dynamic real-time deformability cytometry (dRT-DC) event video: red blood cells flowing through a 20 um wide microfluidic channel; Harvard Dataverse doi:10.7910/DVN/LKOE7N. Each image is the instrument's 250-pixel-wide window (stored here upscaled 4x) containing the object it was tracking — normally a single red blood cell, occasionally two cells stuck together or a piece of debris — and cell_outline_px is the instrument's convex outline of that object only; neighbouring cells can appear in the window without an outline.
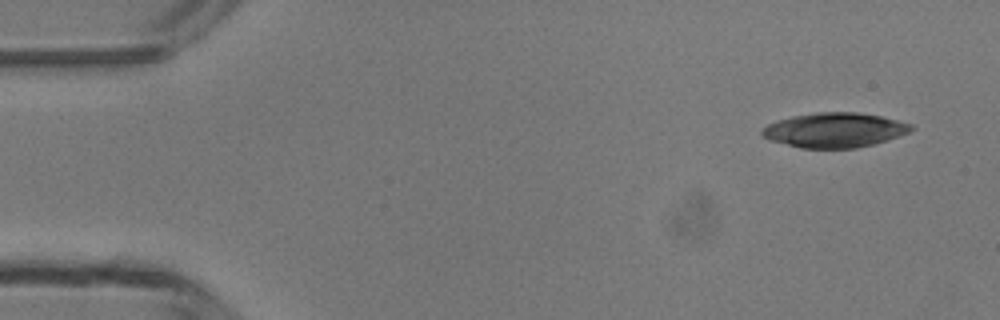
{"species": "common noctule bat (a hibernating species)", "species_latin": "Nyctalus noctula", "temperature_condition": "room temperature", "stored_images_in_passage": 3, "camera_frame_rate_fps": 3000, "um_per_image_px": 0.085, "animal": {"sex": "male", "body_mass_g": 13.3}, "frame": {"image": 1, "passage_image": 1, "time_ms": 0.0, "image_size_px": [1000, 320], "cell_outline_px": [[916, 128], [900, 136], [872, 144], [856, 148], [800, 148], [768, 140], [760, 136], [760, 128], [776, 120], [792, 116], [816, 112], [856, 112], [880, 116], [912, 124]], "centroid_in_image_um": [70.88, 11.06], "position_along_channel_um": 14.1, "area_um2": 30.35}}
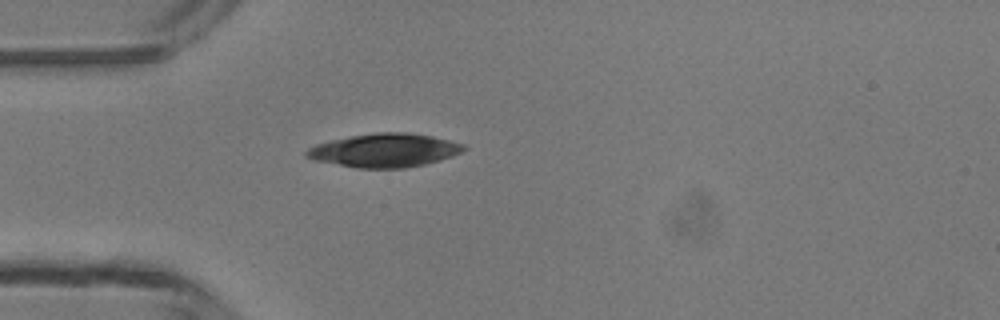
{"frame": {"image": 2, "passage_image": 3, "time_ms": 3.333, "image_size_px": [1000, 320], "cell_outline_px": [[468, 148], [452, 156], [424, 164], [404, 168], [356, 168], [312, 160], [304, 156], [304, 152], [308, 148], [316, 144], [332, 140], [352, 136], [376, 132], [408, 132], [432, 136], [464, 144]], "centroid_in_image_um": [32.65, 12.78], "position_along_channel_um": 52.3, "area_um2": 30.75}}